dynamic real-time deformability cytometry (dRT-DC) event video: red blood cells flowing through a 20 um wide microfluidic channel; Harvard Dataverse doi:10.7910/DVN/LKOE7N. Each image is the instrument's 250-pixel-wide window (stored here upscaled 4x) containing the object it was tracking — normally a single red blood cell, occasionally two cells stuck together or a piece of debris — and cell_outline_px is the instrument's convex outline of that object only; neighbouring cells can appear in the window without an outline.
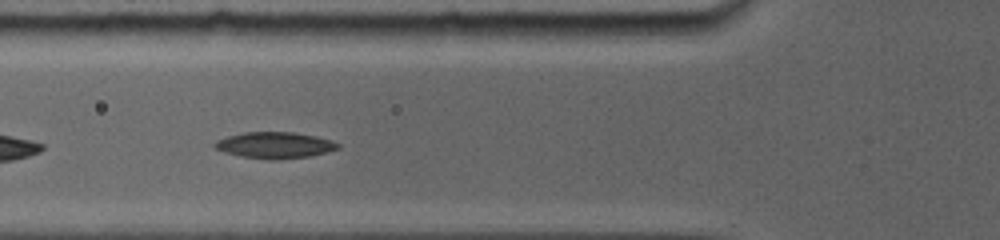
{"species": "common noctule bat (a hibernating species)", "species_latin": "Nyctalus noctula", "temperature_condition": "room temperature", "stored_images_in_passage": 10, "camera_frame_rate_fps": 5000, "um_per_image_px": 0.085, "animal": {"sex": "female", "body_mass_g": 19.0, "forearm_length_mm": 56.7}, "frame": {"image": 1, "passage_image": 4, "time_ms": 1.0, "image_size_px": [1000, 240], "cell_outline_px": [[340, 148], [328, 152], [308, 156], [280, 160], [268, 160], [240, 156], [224, 152], [212, 148], [212, 144], [216, 140], [228, 136], [244, 132], [296, 132], [316, 136], [332, 140], [340, 144]], "centroid_in_image_um": [23.34, 12.34], "position_along_channel_um": 102.5, "area_um2": 19.19}}
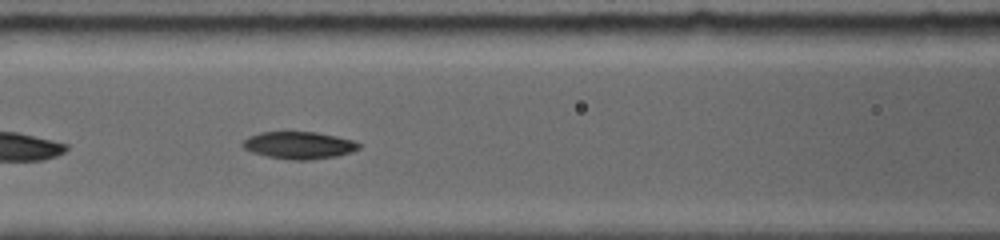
{"frame": {"image": 2, "passage_image": 7, "time_ms": 2.0, "image_size_px": [1000, 240], "cell_outline_px": [[360, 148], [352, 152], [336, 156], [308, 160], [292, 160], [268, 156], [252, 152], [244, 148], [240, 144], [248, 136], [260, 132], [316, 132], [356, 140], [360, 144]], "centroid_in_image_um": [25.43, 12.34], "position_along_channel_um": 141.2, "area_um2": 18.5}}